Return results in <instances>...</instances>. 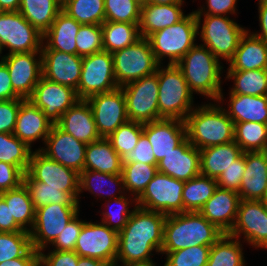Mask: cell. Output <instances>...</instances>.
<instances>
[{"instance_id": "6da1fadb", "label": "cell", "mask_w": 267, "mask_h": 266, "mask_svg": "<svg viewBox=\"0 0 267 266\" xmlns=\"http://www.w3.org/2000/svg\"><path fill=\"white\" fill-rule=\"evenodd\" d=\"M167 215L137 205L121 232L115 263L151 261L152 251L161 253L164 223Z\"/></svg>"}, {"instance_id": "7a4b0ae2", "label": "cell", "mask_w": 267, "mask_h": 266, "mask_svg": "<svg viewBox=\"0 0 267 266\" xmlns=\"http://www.w3.org/2000/svg\"><path fill=\"white\" fill-rule=\"evenodd\" d=\"M223 234L224 232L200 212L167 215L161 252H172L197 245L212 246Z\"/></svg>"}, {"instance_id": "3957f363", "label": "cell", "mask_w": 267, "mask_h": 266, "mask_svg": "<svg viewBox=\"0 0 267 266\" xmlns=\"http://www.w3.org/2000/svg\"><path fill=\"white\" fill-rule=\"evenodd\" d=\"M184 121L187 139L199 150L234 141V122L216 104L198 106Z\"/></svg>"}, {"instance_id": "277c9868", "label": "cell", "mask_w": 267, "mask_h": 266, "mask_svg": "<svg viewBox=\"0 0 267 266\" xmlns=\"http://www.w3.org/2000/svg\"><path fill=\"white\" fill-rule=\"evenodd\" d=\"M176 65L181 69L192 93L202 94L217 102L223 99L220 86L223 67L206 46L195 44Z\"/></svg>"}, {"instance_id": "5b68a950", "label": "cell", "mask_w": 267, "mask_h": 266, "mask_svg": "<svg viewBox=\"0 0 267 266\" xmlns=\"http://www.w3.org/2000/svg\"><path fill=\"white\" fill-rule=\"evenodd\" d=\"M203 8L185 15L174 25L163 28L147 39L149 40L154 57L159 64L162 58L169 57L168 64L177 62L195 45L196 35L199 34Z\"/></svg>"}, {"instance_id": "8992f818", "label": "cell", "mask_w": 267, "mask_h": 266, "mask_svg": "<svg viewBox=\"0 0 267 266\" xmlns=\"http://www.w3.org/2000/svg\"><path fill=\"white\" fill-rule=\"evenodd\" d=\"M158 65V107L159 119L184 121L192 108L193 93L181 69L176 64H168L164 69ZM162 68V69H160Z\"/></svg>"}, {"instance_id": "52a82bcc", "label": "cell", "mask_w": 267, "mask_h": 266, "mask_svg": "<svg viewBox=\"0 0 267 266\" xmlns=\"http://www.w3.org/2000/svg\"><path fill=\"white\" fill-rule=\"evenodd\" d=\"M112 57L118 87L154 74L159 65L147 38L112 53Z\"/></svg>"}, {"instance_id": "ba28073f", "label": "cell", "mask_w": 267, "mask_h": 266, "mask_svg": "<svg viewBox=\"0 0 267 266\" xmlns=\"http://www.w3.org/2000/svg\"><path fill=\"white\" fill-rule=\"evenodd\" d=\"M129 121L142 124L159 120L158 67L154 74L142 77L121 87Z\"/></svg>"}, {"instance_id": "9c48e42d", "label": "cell", "mask_w": 267, "mask_h": 266, "mask_svg": "<svg viewBox=\"0 0 267 266\" xmlns=\"http://www.w3.org/2000/svg\"><path fill=\"white\" fill-rule=\"evenodd\" d=\"M200 32L204 46H206L217 59L230 61L239 46L241 37L247 31L240 27L228 16L205 15Z\"/></svg>"}, {"instance_id": "30bf717a", "label": "cell", "mask_w": 267, "mask_h": 266, "mask_svg": "<svg viewBox=\"0 0 267 266\" xmlns=\"http://www.w3.org/2000/svg\"><path fill=\"white\" fill-rule=\"evenodd\" d=\"M118 88L112 54L102 50L83 57L82 71L78 88L79 99H87L92 95L110 92Z\"/></svg>"}, {"instance_id": "8fae6325", "label": "cell", "mask_w": 267, "mask_h": 266, "mask_svg": "<svg viewBox=\"0 0 267 266\" xmlns=\"http://www.w3.org/2000/svg\"><path fill=\"white\" fill-rule=\"evenodd\" d=\"M185 181L158 172L137 199L138 207L165 215L183 212V187Z\"/></svg>"}, {"instance_id": "7c38bea8", "label": "cell", "mask_w": 267, "mask_h": 266, "mask_svg": "<svg viewBox=\"0 0 267 266\" xmlns=\"http://www.w3.org/2000/svg\"><path fill=\"white\" fill-rule=\"evenodd\" d=\"M43 34L34 28L19 11L0 14V47L9 53L41 51Z\"/></svg>"}, {"instance_id": "4fadbf2b", "label": "cell", "mask_w": 267, "mask_h": 266, "mask_svg": "<svg viewBox=\"0 0 267 266\" xmlns=\"http://www.w3.org/2000/svg\"><path fill=\"white\" fill-rule=\"evenodd\" d=\"M79 213L78 206L48 204L35 209V221L29 234L31 245L36 251H43L53 243L67 223Z\"/></svg>"}, {"instance_id": "5bb4252c", "label": "cell", "mask_w": 267, "mask_h": 266, "mask_svg": "<svg viewBox=\"0 0 267 266\" xmlns=\"http://www.w3.org/2000/svg\"><path fill=\"white\" fill-rule=\"evenodd\" d=\"M118 233L104 223L83 224L75 245L80 257H89L114 264L117 258Z\"/></svg>"}, {"instance_id": "9a60e30c", "label": "cell", "mask_w": 267, "mask_h": 266, "mask_svg": "<svg viewBox=\"0 0 267 266\" xmlns=\"http://www.w3.org/2000/svg\"><path fill=\"white\" fill-rule=\"evenodd\" d=\"M86 100L92 109L100 137L107 138L121 125L129 121L126 98L121 87L110 92L92 95Z\"/></svg>"}, {"instance_id": "2e32d148", "label": "cell", "mask_w": 267, "mask_h": 266, "mask_svg": "<svg viewBox=\"0 0 267 266\" xmlns=\"http://www.w3.org/2000/svg\"><path fill=\"white\" fill-rule=\"evenodd\" d=\"M27 173L35 181L41 182V187L60 188V191L80 193V173L48 158L40 150L31 153Z\"/></svg>"}, {"instance_id": "e0dca14e", "label": "cell", "mask_w": 267, "mask_h": 266, "mask_svg": "<svg viewBox=\"0 0 267 266\" xmlns=\"http://www.w3.org/2000/svg\"><path fill=\"white\" fill-rule=\"evenodd\" d=\"M245 240L254 247L267 249V203L263 200L241 199L237 217L229 235Z\"/></svg>"}, {"instance_id": "ac0fdd59", "label": "cell", "mask_w": 267, "mask_h": 266, "mask_svg": "<svg viewBox=\"0 0 267 266\" xmlns=\"http://www.w3.org/2000/svg\"><path fill=\"white\" fill-rule=\"evenodd\" d=\"M38 52L40 58L35 59ZM1 60L9 70L14 92L22 99H29L42 77L41 51L7 54Z\"/></svg>"}, {"instance_id": "d6986e66", "label": "cell", "mask_w": 267, "mask_h": 266, "mask_svg": "<svg viewBox=\"0 0 267 266\" xmlns=\"http://www.w3.org/2000/svg\"><path fill=\"white\" fill-rule=\"evenodd\" d=\"M45 116L56 123L78 100L76 90L41 77L29 98Z\"/></svg>"}, {"instance_id": "ffe728a7", "label": "cell", "mask_w": 267, "mask_h": 266, "mask_svg": "<svg viewBox=\"0 0 267 266\" xmlns=\"http://www.w3.org/2000/svg\"><path fill=\"white\" fill-rule=\"evenodd\" d=\"M45 145L47 148L39 150L48 158L78 173L84 170L87 144L61 130L56 124H53Z\"/></svg>"}, {"instance_id": "44dd1931", "label": "cell", "mask_w": 267, "mask_h": 266, "mask_svg": "<svg viewBox=\"0 0 267 266\" xmlns=\"http://www.w3.org/2000/svg\"><path fill=\"white\" fill-rule=\"evenodd\" d=\"M42 77L77 90L83 57L56 50H41Z\"/></svg>"}, {"instance_id": "7402d4cb", "label": "cell", "mask_w": 267, "mask_h": 266, "mask_svg": "<svg viewBox=\"0 0 267 266\" xmlns=\"http://www.w3.org/2000/svg\"><path fill=\"white\" fill-rule=\"evenodd\" d=\"M143 133L152 145L158 163L187 138L185 121L178 119L162 118L145 123Z\"/></svg>"}, {"instance_id": "603a6c76", "label": "cell", "mask_w": 267, "mask_h": 266, "mask_svg": "<svg viewBox=\"0 0 267 266\" xmlns=\"http://www.w3.org/2000/svg\"><path fill=\"white\" fill-rule=\"evenodd\" d=\"M158 172L177 180L188 181L200 172V150L186 138L157 165Z\"/></svg>"}, {"instance_id": "cb8c5ba5", "label": "cell", "mask_w": 267, "mask_h": 266, "mask_svg": "<svg viewBox=\"0 0 267 266\" xmlns=\"http://www.w3.org/2000/svg\"><path fill=\"white\" fill-rule=\"evenodd\" d=\"M55 124L85 144L101 138L96 129L92 109L85 99H79Z\"/></svg>"}, {"instance_id": "d4e9b609", "label": "cell", "mask_w": 267, "mask_h": 266, "mask_svg": "<svg viewBox=\"0 0 267 266\" xmlns=\"http://www.w3.org/2000/svg\"><path fill=\"white\" fill-rule=\"evenodd\" d=\"M240 200L238 192L218 187L199 212L222 232L229 233L234 226Z\"/></svg>"}, {"instance_id": "484cf974", "label": "cell", "mask_w": 267, "mask_h": 266, "mask_svg": "<svg viewBox=\"0 0 267 266\" xmlns=\"http://www.w3.org/2000/svg\"><path fill=\"white\" fill-rule=\"evenodd\" d=\"M52 123L30 99H22L13 134L30 148L32 142L42 138L46 141Z\"/></svg>"}, {"instance_id": "4316f807", "label": "cell", "mask_w": 267, "mask_h": 266, "mask_svg": "<svg viewBox=\"0 0 267 266\" xmlns=\"http://www.w3.org/2000/svg\"><path fill=\"white\" fill-rule=\"evenodd\" d=\"M238 194L240 199L265 201L267 151L245 152V172Z\"/></svg>"}, {"instance_id": "83f0119b", "label": "cell", "mask_w": 267, "mask_h": 266, "mask_svg": "<svg viewBox=\"0 0 267 266\" xmlns=\"http://www.w3.org/2000/svg\"><path fill=\"white\" fill-rule=\"evenodd\" d=\"M229 63L228 71L267 70V41L247 30Z\"/></svg>"}, {"instance_id": "f1b7e54d", "label": "cell", "mask_w": 267, "mask_h": 266, "mask_svg": "<svg viewBox=\"0 0 267 266\" xmlns=\"http://www.w3.org/2000/svg\"><path fill=\"white\" fill-rule=\"evenodd\" d=\"M81 25L61 10L51 27L43 34V40L47 39V43L41 50H56L77 55L76 36Z\"/></svg>"}, {"instance_id": "f546056e", "label": "cell", "mask_w": 267, "mask_h": 266, "mask_svg": "<svg viewBox=\"0 0 267 266\" xmlns=\"http://www.w3.org/2000/svg\"><path fill=\"white\" fill-rule=\"evenodd\" d=\"M182 4H148L141 6L139 30L142 38L163 28L174 25L185 15L181 9Z\"/></svg>"}, {"instance_id": "4dcf8cb0", "label": "cell", "mask_w": 267, "mask_h": 266, "mask_svg": "<svg viewBox=\"0 0 267 266\" xmlns=\"http://www.w3.org/2000/svg\"><path fill=\"white\" fill-rule=\"evenodd\" d=\"M242 154L243 151L235 141L201 149L200 172L217 179Z\"/></svg>"}, {"instance_id": "1f68e13d", "label": "cell", "mask_w": 267, "mask_h": 266, "mask_svg": "<svg viewBox=\"0 0 267 266\" xmlns=\"http://www.w3.org/2000/svg\"><path fill=\"white\" fill-rule=\"evenodd\" d=\"M123 159L113 149L107 138L101 137L87 144L84 170H93L106 174H121Z\"/></svg>"}, {"instance_id": "d6a6232c", "label": "cell", "mask_w": 267, "mask_h": 266, "mask_svg": "<svg viewBox=\"0 0 267 266\" xmlns=\"http://www.w3.org/2000/svg\"><path fill=\"white\" fill-rule=\"evenodd\" d=\"M229 110L234 123L254 122L267 124V96H248L230 93Z\"/></svg>"}, {"instance_id": "836d02e7", "label": "cell", "mask_w": 267, "mask_h": 266, "mask_svg": "<svg viewBox=\"0 0 267 266\" xmlns=\"http://www.w3.org/2000/svg\"><path fill=\"white\" fill-rule=\"evenodd\" d=\"M103 50L114 53L133 45L141 37L139 23L105 21L102 25Z\"/></svg>"}, {"instance_id": "e575fe53", "label": "cell", "mask_w": 267, "mask_h": 266, "mask_svg": "<svg viewBox=\"0 0 267 266\" xmlns=\"http://www.w3.org/2000/svg\"><path fill=\"white\" fill-rule=\"evenodd\" d=\"M10 208L11 217L25 231H30L26 226L33 227L35 221V208L30 198L29 191L24 183L19 187L0 193ZM28 224V225H26Z\"/></svg>"}, {"instance_id": "d590c367", "label": "cell", "mask_w": 267, "mask_h": 266, "mask_svg": "<svg viewBox=\"0 0 267 266\" xmlns=\"http://www.w3.org/2000/svg\"><path fill=\"white\" fill-rule=\"evenodd\" d=\"M217 188L216 179L202 174L185 181L182 193L183 212H199Z\"/></svg>"}, {"instance_id": "8d00e7d4", "label": "cell", "mask_w": 267, "mask_h": 266, "mask_svg": "<svg viewBox=\"0 0 267 266\" xmlns=\"http://www.w3.org/2000/svg\"><path fill=\"white\" fill-rule=\"evenodd\" d=\"M61 10L55 0H21L18 11L34 28L44 34Z\"/></svg>"}, {"instance_id": "74e56055", "label": "cell", "mask_w": 267, "mask_h": 266, "mask_svg": "<svg viewBox=\"0 0 267 266\" xmlns=\"http://www.w3.org/2000/svg\"><path fill=\"white\" fill-rule=\"evenodd\" d=\"M23 183L29 191L35 209L50 203L79 206L80 193H68L60 191V188L41 187V182L35 181L27 172L24 174Z\"/></svg>"}, {"instance_id": "f35d334b", "label": "cell", "mask_w": 267, "mask_h": 266, "mask_svg": "<svg viewBox=\"0 0 267 266\" xmlns=\"http://www.w3.org/2000/svg\"><path fill=\"white\" fill-rule=\"evenodd\" d=\"M241 246L236 237L224 233L211 246L207 266H245Z\"/></svg>"}, {"instance_id": "ab89813d", "label": "cell", "mask_w": 267, "mask_h": 266, "mask_svg": "<svg viewBox=\"0 0 267 266\" xmlns=\"http://www.w3.org/2000/svg\"><path fill=\"white\" fill-rule=\"evenodd\" d=\"M234 141L243 153L267 151V124L234 123Z\"/></svg>"}, {"instance_id": "60d3db41", "label": "cell", "mask_w": 267, "mask_h": 266, "mask_svg": "<svg viewBox=\"0 0 267 266\" xmlns=\"http://www.w3.org/2000/svg\"><path fill=\"white\" fill-rule=\"evenodd\" d=\"M226 77L234 78L232 94L267 96V70L228 71Z\"/></svg>"}, {"instance_id": "b9f144b4", "label": "cell", "mask_w": 267, "mask_h": 266, "mask_svg": "<svg viewBox=\"0 0 267 266\" xmlns=\"http://www.w3.org/2000/svg\"><path fill=\"white\" fill-rule=\"evenodd\" d=\"M157 173V165L143 164L141 162L123 163L121 174L124 188L132 192L133 195L135 194V202H137L148 183Z\"/></svg>"}, {"instance_id": "7bdbcfd3", "label": "cell", "mask_w": 267, "mask_h": 266, "mask_svg": "<svg viewBox=\"0 0 267 266\" xmlns=\"http://www.w3.org/2000/svg\"><path fill=\"white\" fill-rule=\"evenodd\" d=\"M31 153V148L13 133H0V162L15 165L26 173Z\"/></svg>"}, {"instance_id": "ee69618b", "label": "cell", "mask_w": 267, "mask_h": 266, "mask_svg": "<svg viewBox=\"0 0 267 266\" xmlns=\"http://www.w3.org/2000/svg\"><path fill=\"white\" fill-rule=\"evenodd\" d=\"M62 11L82 25L105 22L104 0H70Z\"/></svg>"}, {"instance_id": "f6af8a7d", "label": "cell", "mask_w": 267, "mask_h": 266, "mask_svg": "<svg viewBox=\"0 0 267 266\" xmlns=\"http://www.w3.org/2000/svg\"><path fill=\"white\" fill-rule=\"evenodd\" d=\"M142 133V123L128 121L111 133L107 139L110 141L113 149L124 159L133 151Z\"/></svg>"}, {"instance_id": "bcb514c9", "label": "cell", "mask_w": 267, "mask_h": 266, "mask_svg": "<svg viewBox=\"0 0 267 266\" xmlns=\"http://www.w3.org/2000/svg\"><path fill=\"white\" fill-rule=\"evenodd\" d=\"M31 248L28 231L0 232V263L23 257Z\"/></svg>"}, {"instance_id": "7dc6e473", "label": "cell", "mask_w": 267, "mask_h": 266, "mask_svg": "<svg viewBox=\"0 0 267 266\" xmlns=\"http://www.w3.org/2000/svg\"><path fill=\"white\" fill-rule=\"evenodd\" d=\"M105 21L139 23L141 5L134 0H104Z\"/></svg>"}, {"instance_id": "c3c4849f", "label": "cell", "mask_w": 267, "mask_h": 266, "mask_svg": "<svg viewBox=\"0 0 267 266\" xmlns=\"http://www.w3.org/2000/svg\"><path fill=\"white\" fill-rule=\"evenodd\" d=\"M211 246L197 245L166 253L164 266H207Z\"/></svg>"}, {"instance_id": "681fc988", "label": "cell", "mask_w": 267, "mask_h": 266, "mask_svg": "<svg viewBox=\"0 0 267 266\" xmlns=\"http://www.w3.org/2000/svg\"><path fill=\"white\" fill-rule=\"evenodd\" d=\"M107 183H110V184L112 183L113 185L115 184L119 186L120 187L119 188L120 190L118 191L119 194H120L121 188L123 189V191L125 190L122 174H106V173H101V172L93 171V170H83L80 173L79 192H83L82 190L84 189V190L90 191L92 194L96 193L97 191L102 193L104 192L102 189L103 188L102 186H104L103 184L106 185ZM106 186H108V184ZM114 194L115 193L113 192L109 193L108 196H110V199L118 198L117 196H114ZM111 195L114 197H112Z\"/></svg>"}, {"instance_id": "f907efd6", "label": "cell", "mask_w": 267, "mask_h": 266, "mask_svg": "<svg viewBox=\"0 0 267 266\" xmlns=\"http://www.w3.org/2000/svg\"><path fill=\"white\" fill-rule=\"evenodd\" d=\"M77 55H92L103 50L101 25L83 24L76 36Z\"/></svg>"}, {"instance_id": "816d5d0a", "label": "cell", "mask_w": 267, "mask_h": 266, "mask_svg": "<svg viewBox=\"0 0 267 266\" xmlns=\"http://www.w3.org/2000/svg\"><path fill=\"white\" fill-rule=\"evenodd\" d=\"M244 172L245 153H243L216 179L218 187L238 192Z\"/></svg>"}, {"instance_id": "f5cc1de1", "label": "cell", "mask_w": 267, "mask_h": 266, "mask_svg": "<svg viewBox=\"0 0 267 266\" xmlns=\"http://www.w3.org/2000/svg\"><path fill=\"white\" fill-rule=\"evenodd\" d=\"M78 214L72 218L64 230L59 233L58 237L54 240L52 245L55 246V249L58 251H74L77 238L80 234L84 220L81 221L78 219Z\"/></svg>"}, {"instance_id": "db71d44e", "label": "cell", "mask_w": 267, "mask_h": 266, "mask_svg": "<svg viewBox=\"0 0 267 266\" xmlns=\"http://www.w3.org/2000/svg\"><path fill=\"white\" fill-rule=\"evenodd\" d=\"M115 204L120 205L118 211H107L103 212L102 223L108 226L110 229L116 231L117 233L121 232L128 222L129 217L132 215L133 210L129 212L128 209V198L123 195L114 198ZM111 208V207H110ZM113 212V213H112ZM114 223V225H112Z\"/></svg>"}, {"instance_id": "11a10c76", "label": "cell", "mask_w": 267, "mask_h": 266, "mask_svg": "<svg viewBox=\"0 0 267 266\" xmlns=\"http://www.w3.org/2000/svg\"><path fill=\"white\" fill-rule=\"evenodd\" d=\"M21 105V98L0 100V133H13Z\"/></svg>"}, {"instance_id": "9f6ffc18", "label": "cell", "mask_w": 267, "mask_h": 266, "mask_svg": "<svg viewBox=\"0 0 267 266\" xmlns=\"http://www.w3.org/2000/svg\"><path fill=\"white\" fill-rule=\"evenodd\" d=\"M141 162L143 164L158 165L155 155L153 153V147L150 144L147 136L142 133L137 145L124 159L123 163Z\"/></svg>"}, {"instance_id": "6f0895ef", "label": "cell", "mask_w": 267, "mask_h": 266, "mask_svg": "<svg viewBox=\"0 0 267 266\" xmlns=\"http://www.w3.org/2000/svg\"><path fill=\"white\" fill-rule=\"evenodd\" d=\"M25 172L15 165L0 162V193L19 187Z\"/></svg>"}, {"instance_id": "680465c9", "label": "cell", "mask_w": 267, "mask_h": 266, "mask_svg": "<svg viewBox=\"0 0 267 266\" xmlns=\"http://www.w3.org/2000/svg\"><path fill=\"white\" fill-rule=\"evenodd\" d=\"M40 266H77L79 255L75 251L54 250L48 255L39 251Z\"/></svg>"}, {"instance_id": "91938a15", "label": "cell", "mask_w": 267, "mask_h": 266, "mask_svg": "<svg viewBox=\"0 0 267 266\" xmlns=\"http://www.w3.org/2000/svg\"><path fill=\"white\" fill-rule=\"evenodd\" d=\"M20 98L12 88L9 70L6 64L0 61V100Z\"/></svg>"}, {"instance_id": "94428289", "label": "cell", "mask_w": 267, "mask_h": 266, "mask_svg": "<svg viewBox=\"0 0 267 266\" xmlns=\"http://www.w3.org/2000/svg\"><path fill=\"white\" fill-rule=\"evenodd\" d=\"M23 230L11 217L10 208L5 200L0 196V232H18Z\"/></svg>"}, {"instance_id": "6125c7cd", "label": "cell", "mask_w": 267, "mask_h": 266, "mask_svg": "<svg viewBox=\"0 0 267 266\" xmlns=\"http://www.w3.org/2000/svg\"><path fill=\"white\" fill-rule=\"evenodd\" d=\"M237 0H207V12L204 10L205 15H219L223 16L227 13H235V6Z\"/></svg>"}, {"instance_id": "be15d7a7", "label": "cell", "mask_w": 267, "mask_h": 266, "mask_svg": "<svg viewBox=\"0 0 267 266\" xmlns=\"http://www.w3.org/2000/svg\"><path fill=\"white\" fill-rule=\"evenodd\" d=\"M0 266H40L39 251L32 247L23 257L3 261Z\"/></svg>"}, {"instance_id": "e7e4bbea", "label": "cell", "mask_w": 267, "mask_h": 266, "mask_svg": "<svg viewBox=\"0 0 267 266\" xmlns=\"http://www.w3.org/2000/svg\"><path fill=\"white\" fill-rule=\"evenodd\" d=\"M259 21L261 33H253L255 36L267 41V0L259 1Z\"/></svg>"}, {"instance_id": "03108f58", "label": "cell", "mask_w": 267, "mask_h": 266, "mask_svg": "<svg viewBox=\"0 0 267 266\" xmlns=\"http://www.w3.org/2000/svg\"><path fill=\"white\" fill-rule=\"evenodd\" d=\"M109 263L105 261L93 259L89 257H80L78 258L77 266H109Z\"/></svg>"}, {"instance_id": "003e7915", "label": "cell", "mask_w": 267, "mask_h": 266, "mask_svg": "<svg viewBox=\"0 0 267 266\" xmlns=\"http://www.w3.org/2000/svg\"><path fill=\"white\" fill-rule=\"evenodd\" d=\"M21 0H0V4L4 11H18Z\"/></svg>"}, {"instance_id": "a7ac6f4b", "label": "cell", "mask_w": 267, "mask_h": 266, "mask_svg": "<svg viewBox=\"0 0 267 266\" xmlns=\"http://www.w3.org/2000/svg\"><path fill=\"white\" fill-rule=\"evenodd\" d=\"M145 3H148V4H160V5L183 4V0H145Z\"/></svg>"}, {"instance_id": "89a4df30", "label": "cell", "mask_w": 267, "mask_h": 266, "mask_svg": "<svg viewBox=\"0 0 267 266\" xmlns=\"http://www.w3.org/2000/svg\"><path fill=\"white\" fill-rule=\"evenodd\" d=\"M123 266H156L153 261H144V262H132L128 264H123Z\"/></svg>"}, {"instance_id": "2644e50d", "label": "cell", "mask_w": 267, "mask_h": 266, "mask_svg": "<svg viewBox=\"0 0 267 266\" xmlns=\"http://www.w3.org/2000/svg\"><path fill=\"white\" fill-rule=\"evenodd\" d=\"M56 3L63 8L70 0H55Z\"/></svg>"}, {"instance_id": "8c879c8a", "label": "cell", "mask_w": 267, "mask_h": 266, "mask_svg": "<svg viewBox=\"0 0 267 266\" xmlns=\"http://www.w3.org/2000/svg\"><path fill=\"white\" fill-rule=\"evenodd\" d=\"M134 1L139 3L141 6L145 4V0H134Z\"/></svg>"}, {"instance_id": "753ad0ef", "label": "cell", "mask_w": 267, "mask_h": 266, "mask_svg": "<svg viewBox=\"0 0 267 266\" xmlns=\"http://www.w3.org/2000/svg\"><path fill=\"white\" fill-rule=\"evenodd\" d=\"M3 12H5V11L2 9V6L0 4V14L3 13Z\"/></svg>"}, {"instance_id": "34e18365", "label": "cell", "mask_w": 267, "mask_h": 266, "mask_svg": "<svg viewBox=\"0 0 267 266\" xmlns=\"http://www.w3.org/2000/svg\"><path fill=\"white\" fill-rule=\"evenodd\" d=\"M109 266H119L118 263L110 264Z\"/></svg>"}]
</instances>
